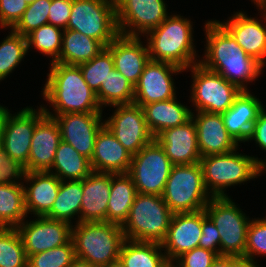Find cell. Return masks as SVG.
Instances as JSON below:
<instances>
[{
	"instance_id": "7",
	"label": "cell",
	"mask_w": 266,
	"mask_h": 267,
	"mask_svg": "<svg viewBox=\"0 0 266 267\" xmlns=\"http://www.w3.org/2000/svg\"><path fill=\"white\" fill-rule=\"evenodd\" d=\"M162 198L173 213L205 209L212 196L205 187L200 163L173 165Z\"/></svg>"
},
{
	"instance_id": "27",
	"label": "cell",
	"mask_w": 266,
	"mask_h": 267,
	"mask_svg": "<svg viewBox=\"0 0 266 267\" xmlns=\"http://www.w3.org/2000/svg\"><path fill=\"white\" fill-rule=\"evenodd\" d=\"M24 181L30 182V187L23 184L27 214L45 216L57 197L61 180L49 171H33L26 172Z\"/></svg>"
},
{
	"instance_id": "8",
	"label": "cell",
	"mask_w": 266,
	"mask_h": 267,
	"mask_svg": "<svg viewBox=\"0 0 266 267\" xmlns=\"http://www.w3.org/2000/svg\"><path fill=\"white\" fill-rule=\"evenodd\" d=\"M206 216L220 235V255L245 256L247 231L251 219L230 198L212 197L205 207Z\"/></svg>"
},
{
	"instance_id": "17",
	"label": "cell",
	"mask_w": 266,
	"mask_h": 267,
	"mask_svg": "<svg viewBox=\"0 0 266 267\" xmlns=\"http://www.w3.org/2000/svg\"><path fill=\"white\" fill-rule=\"evenodd\" d=\"M50 117L59 126L61 140L91 160L96 135L104 126L102 113H65Z\"/></svg>"
},
{
	"instance_id": "20",
	"label": "cell",
	"mask_w": 266,
	"mask_h": 267,
	"mask_svg": "<svg viewBox=\"0 0 266 267\" xmlns=\"http://www.w3.org/2000/svg\"><path fill=\"white\" fill-rule=\"evenodd\" d=\"M154 139L163 147L173 165L196 164L201 159L192 118L183 125L161 131Z\"/></svg>"
},
{
	"instance_id": "46",
	"label": "cell",
	"mask_w": 266,
	"mask_h": 267,
	"mask_svg": "<svg viewBox=\"0 0 266 267\" xmlns=\"http://www.w3.org/2000/svg\"><path fill=\"white\" fill-rule=\"evenodd\" d=\"M198 247L215 252L220 256V235L214 223L206 216L202 209V236Z\"/></svg>"
},
{
	"instance_id": "49",
	"label": "cell",
	"mask_w": 266,
	"mask_h": 267,
	"mask_svg": "<svg viewBox=\"0 0 266 267\" xmlns=\"http://www.w3.org/2000/svg\"><path fill=\"white\" fill-rule=\"evenodd\" d=\"M257 263L245 256H229V267H259Z\"/></svg>"
},
{
	"instance_id": "54",
	"label": "cell",
	"mask_w": 266,
	"mask_h": 267,
	"mask_svg": "<svg viewBox=\"0 0 266 267\" xmlns=\"http://www.w3.org/2000/svg\"><path fill=\"white\" fill-rule=\"evenodd\" d=\"M266 171V160L260 164V173Z\"/></svg>"
},
{
	"instance_id": "21",
	"label": "cell",
	"mask_w": 266,
	"mask_h": 267,
	"mask_svg": "<svg viewBox=\"0 0 266 267\" xmlns=\"http://www.w3.org/2000/svg\"><path fill=\"white\" fill-rule=\"evenodd\" d=\"M195 113L192 112L191 118L196 125L201 157L229 153L241 146L226 130L221 114Z\"/></svg>"
},
{
	"instance_id": "45",
	"label": "cell",
	"mask_w": 266,
	"mask_h": 267,
	"mask_svg": "<svg viewBox=\"0 0 266 267\" xmlns=\"http://www.w3.org/2000/svg\"><path fill=\"white\" fill-rule=\"evenodd\" d=\"M25 0H0V26L12 28L27 9Z\"/></svg>"
},
{
	"instance_id": "56",
	"label": "cell",
	"mask_w": 266,
	"mask_h": 267,
	"mask_svg": "<svg viewBox=\"0 0 266 267\" xmlns=\"http://www.w3.org/2000/svg\"><path fill=\"white\" fill-rule=\"evenodd\" d=\"M35 0H25V2L29 5L32 4Z\"/></svg>"
},
{
	"instance_id": "33",
	"label": "cell",
	"mask_w": 266,
	"mask_h": 267,
	"mask_svg": "<svg viewBox=\"0 0 266 267\" xmlns=\"http://www.w3.org/2000/svg\"><path fill=\"white\" fill-rule=\"evenodd\" d=\"M83 194V180L61 181L57 197L51 210L45 215L48 218L71 222L78 215L76 223L80 222V209Z\"/></svg>"
},
{
	"instance_id": "18",
	"label": "cell",
	"mask_w": 266,
	"mask_h": 267,
	"mask_svg": "<svg viewBox=\"0 0 266 267\" xmlns=\"http://www.w3.org/2000/svg\"><path fill=\"white\" fill-rule=\"evenodd\" d=\"M201 236L202 210L174 213L166 237L160 243L168 262L172 264L183 253L198 247Z\"/></svg>"
},
{
	"instance_id": "32",
	"label": "cell",
	"mask_w": 266,
	"mask_h": 267,
	"mask_svg": "<svg viewBox=\"0 0 266 267\" xmlns=\"http://www.w3.org/2000/svg\"><path fill=\"white\" fill-rule=\"evenodd\" d=\"M92 171L90 159L80 154L70 144L63 141L59 143L49 172L61 181H70L83 180Z\"/></svg>"
},
{
	"instance_id": "47",
	"label": "cell",
	"mask_w": 266,
	"mask_h": 267,
	"mask_svg": "<svg viewBox=\"0 0 266 267\" xmlns=\"http://www.w3.org/2000/svg\"><path fill=\"white\" fill-rule=\"evenodd\" d=\"M72 0H51L48 21L49 24L60 27L63 30L67 28L71 13Z\"/></svg>"
},
{
	"instance_id": "15",
	"label": "cell",
	"mask_w": 266,
	"mask_h": 267,
	"mask_svg": "<svg viewBox=\"0 0 266 267\" xmlns=\"http://www.w3.org/2000/svg\"><path fill=\"white\" fill-rule=\"evenodd\" d=\"M71 227L67 221L37 216L35 220H23L16 228L28 257L66 244L71 239Z\"/></svg>"
},
{
	"instance_id": "25",
	"label": "cell",
	"mask_w": 266,
	"mask_h": 267,
	"mask_svg": "<svg viewBox=\"0 0 266 267\" xmlns=\"http://www.w3.org/2000/svg\"><path fill=\"white\" fill-rule=\"evenodd\" d=\"M111 173L92 171L83 179L80 222H107Z\"/></svg>"
},
{
	"instance_id": "55",
	"label": "cell",
	"mask_w": 266,
	"mask_h": 267,
	"mask_svg": "<svg viewBox=\"0 0 266 267\" xmlns=\"http://www.w3.org/2000/svg\"><path fill=\"white\" fill-rule=\"evenodd\" d=\"M2 152H3V144H2V139H1V136H0V155H1Z\"/></svg>"
},
{
	"instance_id": "14",
	"label": "cell",
	"mask_w": 266,
	"mask_h": 267,
	"mask_svg": "<svg viewBox=\"0 0 266 267\" xmlns=\"http://www.w3.org/2000/svg\"><path fill=\"white\" fill-rule=\"evenodd\" d=\"M114 107L113 115L105 119L104 125L126 150L135 155L154 139L147 127L144 110L134 103Z\"/></svg>"
},
{
	"instance_id": "13",
	"label": "cell",
	"mask_w": 266,
	"mask_h": 267,
	"mask_svg": "<svg viewBox=\"0 0 266 267\" xmlns=\"http://www.w3.org/2000/svg\"><path fill=\"white\" fill-rule=\"evenodd\" d=\"M165 0H115L119 34L144 36L158 27L170 14ZM144 34V35H142Z\"/></svg>"
},
{
	"instance_id": "24",
	"label": "cell",
	"mask_w": 266,
	"mask_h": 267,
	"mask_svg": "<svg viewBox=\"0 0 266 267\" xmlns=\"http://www.w3.org/2000/svg\"><path fill=\"white\" fill-rule=\"evenodd\" d=\"M132 156L104 125L95 138L91 168L95 172L128 173Z\"/></svg>"
},
{
	"instance_id": "19",
	"label": "cell",
	"mask_w": 266,
	"mask_h": 267,
	"mask_svg": "<svg viewBox=\"0 0 266 267\" xmlns=\"http://www.w3.org/2000/svg\"><path fill=\"white\" fill-rule=\"evenodd\" d=\"M266 22V14H261ZM258 18L248 17L240 11L235 12L227 21L220 22L236 39L238 45L248 56L254 58L263 67L266 64V25Z\"/></svg>"
},
{
	"instance_id": "50",
	"label": "cell",
	"mask_w": 266,
	"mask_h": 267,
	"mask_svg": "<svg viewBox=\"0 0 266 267\" xmlns=\"http://www.w3.org/2000/svg\"><path fill=\"white\" fill-rule=\"evenodd\" d=\"M211 267H229V256H217V258L213 261Z\"/></svg>"
},
{
	"instance_id": "52",
	"label": "cell",
	"mask_w": 266,
	"mask_h": 267,
	"mask_svg": "<svg viewBox=\"0 0 266 267\" xmlns=\"http://www.w3.org/2000/svg\"><path fill=\"white\" fill-rule=\"evenodd\" d=\"M262 13L266 14V0H256L254 3Z\"/></svg>"
},
{
	"instance_id": "35",
	"label": "cell",
	"mask_w": 266,
	"mask_h": 267,
	"mask_svg": "<svg viewBox=\"0 0 266 267\" xmlns=\"http://www.w3.org/2000/svg\"><path fill=\"white\" fill-rule=\"evenodd\" d=\"M134 88V85L118 70L114 69L109 72L105 82L101 84L99 91L96 93V98L101 108L107 105L112 107L133 104Z\"/></svg>"
},
{
	"instance_id": "11",
	"label": "cell",
	"mask_w": 266,
	"mask_h": 267,
	"mask_svg": "<svg viewBox=\"0 0 266 267\" xmlns=\"http://www.w3.org/2000/svg\"><path fill=\"white\" fill-rule=\"evenodd\" d=\"M10 112L8 107L1 106L0 136L3 152L26 166L34 128L46 114L42 105L38 109L25 107L15 114Z\"/></svg>"
},
{
	"instance_id": "2",
	"label": "cell",
	"mask_w": 266,
	"mask_h": 267,
	"mask_svg": "<svg viewBox=\"0 0 266 267\" xmlns=\"http://www.w3.org/2000/svg\"><path fill=\"white\" fill-rule=\"evenodd\" d=\"M47 76L42 96L50 107L53 106L55 113L43 106L46 115L103 112L96 94L85 82L79 65L50 63Z\"/></svg>"
},
{
	"instance_id": "10",
	"label": "cell",
	"mask_w": 266,
	"mask_h": 267,
	"mask_svg": "<svg viewBox=\"0 0 266 267\" xmlns=\"http://www.w3.org/2000/svg\"><path fill=\"white\" fill-rule=\"evenodd\" d=\"M189 69L193 80L190 100L196 112L222 114L233 105L242 92L238 86L200 63Z\"/></svg>"
},
{
	"instance_id": "4",
	"label": "cell",
	"mask_w": 266,
	"mask_h": 267,
	"mask_svg": "<svg viewBox=\"0 0 266 267\" xmlns=\"http://www.w3.org/2000/svg\"><path fill=\"white\" fill-rule=\"evenodd\" d=\"M75 256L97 267L119 259L125 236L121 225L111 222H79L71 227Z\"/></svg>"
},
{
	"instance_id": "42",
	"label": "cell",
	"mask_w": 266,
	"mask_h": 267,
	"mask_svg": "<svg viewBox=\"0 0 266 267\" xmlns=\"http://www.w3.org/2000/svg\"><path fill=\"white\" fill-rule=\"evenodd\" d=\"M266 255V218L250 221L245 247V257L255 261L254 256Z\"/></svg>"
},
{
	"instance_id": "41",
	"label": "cell",
	"mask_w": 266,
	"mask_h": 267,
	"mask_svg": "<svg viewBox=\"0 0 266 267\" xmlns=\"http://www.w3.org/2000/svg\"><path fill=\"white\" fill-rule=\"evenodd\" d=\"M50 5L51 0H35L28 5L21 18L11 29L26 37L42 25L48 24Z\"/></svg>"
},
{
	"instance_id": "12",
	"label": "cell",
	"mask_w": 266,
	"mask_h": 267,
	"mask_svg": "<svg viewBox=\"0 0 266 267\" xmlns=\"http://www.w3.org/2000/svg\"><path fill=\"white\" fill-rule=\"evenodd\" d=\"M172 167L163 147L153 139L132 156L128 174L138 193L162 196Z\"/></svg>"
},
{
	"instance_id": "9",
	"label": "cell",
	"mask_w": 266,
	"mask_h": 267,
	"mask_svg": "<svg viewBox=\"0 0 266 267\" xmlns=\"http://www.w3.org/2000/svg\"><path fill=\"white\" fill-rule=\"evenodd\" d=\"M107 47L118 35L115 0H72L67 28Z\"/></svg>"
},
{
	"instance_id": "53",
	"label": "cell",
	"mask_w": 266,
	"mask_h": 267,
	"mask_svg": "<svg viewBox=\"0 0 266 267\" xmlns=\"http://www.w3.org/2000/svg\"><path fill=\"white\" fill-rule=\"evenodd\" d=\"M105 267H125L124 264L121 262L120 259L111 262L109 265L105 266Z\"/></svg>"
},
{
	"instance_id": "39",
	"label": "cell",
	"mask_w": 266,
	"mask_h": 267,
	"mask_svg": "<svg viewBox=\"0 0 266 267\" xmlns=\"http://www.w3.org/2000/svg\"><path fill=\"white\" fill-rule=\"evenodd\" d=\"M79 66L85 82L95 94L99 91L101 84L105 82L109 72L115 69L113 56L107 48Z\"/></svg>"
},
{
	"instance_id": "38",
	"label": "cell",
	"mask_w": 266,
	"mask_h": 267,
	"mask_svg": "<svg viewBox=\"0 0 266 267\" xmlns=\"http://www.w3.org/2000/svg\"><path fill=\"white\" fill-rule=\"evenodd\" d=\"M10 31L0 42V81L14 71L28 52L26 37Z\"/></svg>"
},
{
	"instance_id": "1",
	"label": "cell",
	"mask_w": 266,
	"mask_h": 267,
	"mask_svg": "<svg viewBox=\"0 0 266 267\" xmlns=\"http://www.w3.org/2000/svg\"><path fill=\"white\" fill-rule=\"evenodd\" d=\"M204 28L206 47L199 63L219 73L242 91H249L248 83L255 81L264 67L245 53L219 20L205 22Z\"/></svg>"
},
{
	"instance_id": "57",
	"label": "cell",
	"mask_w": 266,
	"mask_h": 267,
	"mask_svg": "<svg viewBox=\"0 0 266 267\" xmlns=\"http://www.w3.org/2000/svg\"><path fill=\"white\" fill-rule=\"evenodd\" d=\"M0 123H1V105H0Z\"/></svg>"
},
{
	"instance_id": "16",
	"label": "cell",
	"mask_w": 266,
	"mask_h": 267,
	"mask_svg": "<svg viewBox=\"0 0 266 267\" xmlns=\"http://www.w3.org/2000/svg\"><path fill=\"white\" fill-rule=\"evenodd\" d=\"M183 71L173 64L150 60L135 85L133 103L143 107L152 102L175 98L176 88L172 76Z\"/></svg>"
},
{
	"instance_id": "44",
	"label": "cell",
	"mask_w": 266,
	"mask_h": 267,
	"mask_svg": "<svg viewBox=\"0 0 266 267\" xmlns=\"http://www.w3.org/2000/svg\"><path fill=\"white\" fill-rule=\"evenodd\" d=\"M26 174L25 166L12 159L5 152L0 155V184H24L20 181ZM17 180V181H16Z\"/></svg>"
},
{
	"instance_id": "29",
	"label": "cell",
	"mask_w": 266,
	"mask_h": 267,
	"mask_svg": "<svg viewBox=\"0 0 266 267\" xmlns=\"http://www.w3.org/2000/svg\"><path fill=\"white\" fill-rule=\"evenodd\" d=\"M138 194L128 173H111V191L107 206V222L122 225Z\"/></svg>"
},
{
	"instance_id": "30",
	"label": "cell",
	"mask_w": 266,
	"mask_h": 267,
	"mask_svg": "<svg viewBox=\"0 0 266 267\" xmlns=\"http://www.w3.org/2000/svg\"><path fill=\"white\" fill-rule=\"evenodd\" d=\"M106 47L98 40L84 34L64 29L59 59L54 63L79 65L90 61Z\"/></svg>"
},
{
	"instance_id": "31",
	"label": "cell",
	"mask_w": 266,
	"mask_h": 267,
	"mask_svg": "<svg viewBox=\"0 0 266 267\" xmlns=\"http://www.w3.org/2000/svg\"><path fill=\"white\" fill-rule=\"evenodd\" d=\"M161 244L125 239L119 259L125 267H167L168 262Z\"/></svg>"
},
{
	"instance_id": "37",
	"label": "cell",
	"mask_w": 266,
	"mask_h": 267,
	"mask_svg": "<svg viewBox=\"0 0 266 267\" xmlns=\"http://www.w3.org/2000/svg\"><path fill=\"white\" fill-rule=\"evenodd\" d=\"M62 30V31H61ZM63 29L52 24H45L26 36L27 48H36L43 55L50 56L51 63L59 59L62 48Z\"/></svg>"
},
{
	"instance_id": "28",
	"label": "cell",
	"mask_w": 266,
	"mask_h": 267,
	"mask_svg": "<svg viewBox=\"0 0 266 267\" xmlns=\"http://www.w3.org/2000/svg\"><path fill=\"white\" fill-rule=\"evenodd\" d=\"M147 127L155 137L161 131L185 124L191 119L192 110L181 104L177 97L144 105Z\"/></svg>"
},
{
	"instance_id": "48",
	"label": "cell",
	"mask_w": 266,
	"mask_h": 267,
	"mask_svg": "<svg viewBox=\"0 0 266 267\" xmlns=\"http://www.w3.org/2000/svg\"><path fill=\"white\" fill-rule=\"evenodd\" d=\"M255 141L256 144L260 148H262V151L265 150L266 152V110L265 107L262 108L261 112L259 113L258 119L255 121L252 127V131L250 134V137L248 139L249 141ZM266 159H263L265 161Z\"/></svg>"
},
{
	"instance_id": "3",
	"label": "cell",
	"mask_w": 266,
	"mask_h": 267,
	"mask_svg": "<svg viewBox=\"0 0 266 267\" xmlns=\"http://www.w3.org/2000/svg\"><path fill=\"white\" fill-rule=\"evenodd\" d=\"M192 26L190 19L172 14L148 32L145 36L150 60L170 63L185 71L199 63Z\"/></svg>"
},
{
	"instance_id": "6",
	"label": "cell",
	"mask_w": 266,
	"mask_h": 267,
	"mask_svg": "<svg viewBox=\"0 0 266 267\" xmlns=\"http://www.w3.org/2000/svg\"><path fill=\"white\" fill-rule=\"evenodd\" d=\"M173 214L162 196L138 193L121 225L125 239L161 243Z\"/></svg>"
},
{
	"instance_id": "5",
	"label": "cell",
	"mask_w": 266,
	"mask_h": 267,
	"mask_svg": "<svg viewBox=\"0 0 266 267\" xmlns=\"http://www.w3.org/2000/svg\"><path fill=\"white\" fill-rule=\"evenodd\" d=\"M235 149L229 153L201 157L204 184L212 197L228 196L225 192L230 186L250 181L261 176L262 159L243 155ZM226 188V189H225Z\"/></svg>"
},
{
	"instance_id": "36",
	"label": "cell",
	"mask_w": 266,
	"mask_h": 267,
	"mask_svg": "<svg viewBox=\"0 0 266 267\" xmlns=\"http://www.w3.org/2000/svg\"><path fill=\"white\" fill-rule=\"evenodd\" d=\"M22 238L16 227H0V267H27Z\"/></svg>"
},
{
	"instance_id": "26",
	"label": "cell",
	"mask_w": 266,
	"mask_h": 267,
	"mask_svg": "<svg viewBox=\"0 0 266 267\" xmlns=\"http://www.w3.org/2000/svg\"><path fill=\"white\" fill-rule=\"evenodd\" d=\"M261 103L250 91H242L233 105L221 114L226 130L238 144L248 141L253 124L264 107Z\"/></svg>"
},
{
	"instance_id": "23",
	"label": "cell",
	"mask_w": 266,
	"mask_h": 267,
	"mask_svg": "<svg viewBox=\"0 0 266 267\" xmlns=\"http://www.w3.org/2000/svg\"><path fill=\"white\" fill-rule=\"evenodd\" d=\"M61 141L57 122L45 115L34 128L28 162L25 166L26 172L49 171Z\"/></svg>"
},
{
	"instance_id": "51",
	"label": "cell",
	"mask_w": 266,
	"mask_h": 267,
	"mask_svg": "<svg viewBox=\"0 0 266 267\" xmlns=\"http://www.w3.org/2000/svg\"><path fill=\"white\" fill-rule=\"evenodd\" d=\"M69 267H97V266L92 265L90 262L76 257Z\"/></svg>"
},
{
	"instance_id": "43",
	"label": "cell",
	"mask_w": 266,
	"mask_h": 267,
	"mask_svg": "<svg viewBox=\"0 0 266 267\" xmlns=\"http://www.w3.org/2000/svg\"><path fill=\"white\" fill-rule=\"evenodd\" d=\"M217 256L213 251L196 247L183 253L172 265L173 267H211Z\"/></svg>"
},
{
	"instance_id": "34",
	"label": "cell",
	"mask_w": 266,
	"mask_h": 267,
	"mask_svg": "<svg viewBox=\"0 0 266 267\" xmlns=\"http://www.w3.org/2000/svg\"><path fill=\"white\" fill-rule=\"evenodd\" d=\"M27 216L23 184H0V227H17Z\"/></svg>"
},
{
	"instance_id": "22",
	"label": "cell",
	"mask_w": 266,
	"mask_h": 267,
	"mask_svg": "<svg viewBox=\"0 0 266 267\" xmlns=\"http://www.w3.org/2000/svg\"><path fill=\"white\" fill-rule=\"evenodd\" d=\"M140 36L119 34L106 48L111 52L114 67L132 85H136L145 65L150 61L147 44H142Z\"/></svg>"
},
{
	"instance_id": "40",
	"label": "cell",
	"mask_w": 266,
	"mask_h": 267,
	"mask_svg": "<svg viewBox=\"0 0 266 267\" xmlns=\"http://www.w3.org/2000/svg\"><path fill=\"white\" fill-rule=\"evenodd\" d=\"M76 258L74 244H66L28 256L27 267H69Z\"/></svg>"
}]
</instances>
